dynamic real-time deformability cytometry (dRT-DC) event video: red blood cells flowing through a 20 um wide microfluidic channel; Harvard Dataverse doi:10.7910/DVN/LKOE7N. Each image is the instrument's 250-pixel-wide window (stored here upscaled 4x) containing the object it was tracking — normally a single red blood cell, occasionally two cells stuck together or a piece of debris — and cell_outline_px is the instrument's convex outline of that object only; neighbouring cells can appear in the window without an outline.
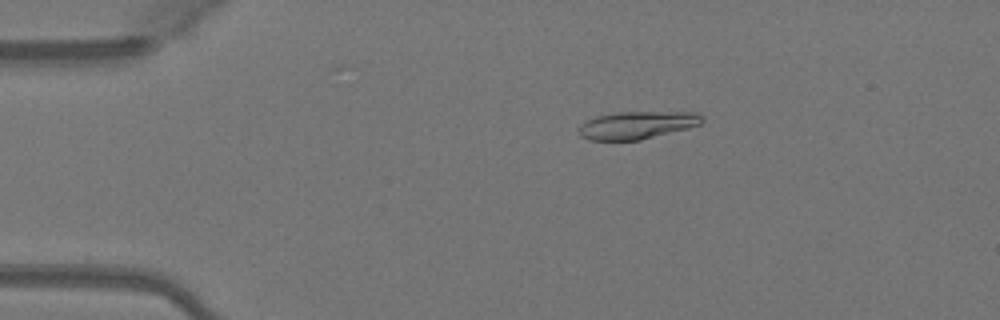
{"species": "Egyptian fruit bat (a non-hibernating species)", "species_latin": "Rousettus aegyptiacus", "temperature_condition": "warm", "stored_images_in_passage": 45, "camera_frame_rate_fps": 3000, "um_per_image_px": 0.085, "animal": {"sex": "female"}, "frame": {"image": 1, "passage_image": 5, "time_ms": 1.333, "image_size_px": [1000, 320], "cell_outline_px": [[704, 120], [700, 124], [688, 128], [640, 140], [588, 140], [580, 136], [580, 128], [588, 120], [596, 116], [616, 112], [696, 112], [704, 116]], "centroid_in_image_um": [54.19, 10.63], "position_along_channel_um": 30.8, "area_um2": 19.71}}
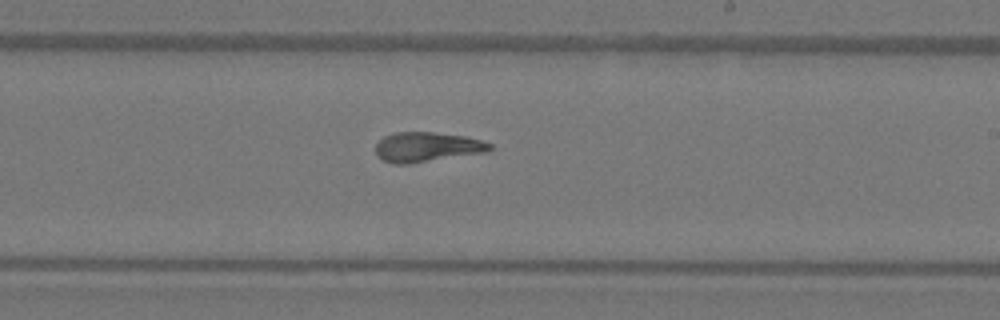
{"frame": {"image": 2, "passage_image": 25, "time_ms": 8.0, "image_size_px": [1000, 320], "cell_outline_px": [[492, 148], [488, 152], [408, 164], [396, 164], [384, 160], [376, 156], [376, 144], [384, 136], [396, 132], [432, 132], [464, 136], [480, 140], [492, 144]], "centroid_in_image_um": [36.29, 12.5], "position_along_channel_um": 252.7, "area_um2": 19.77}}
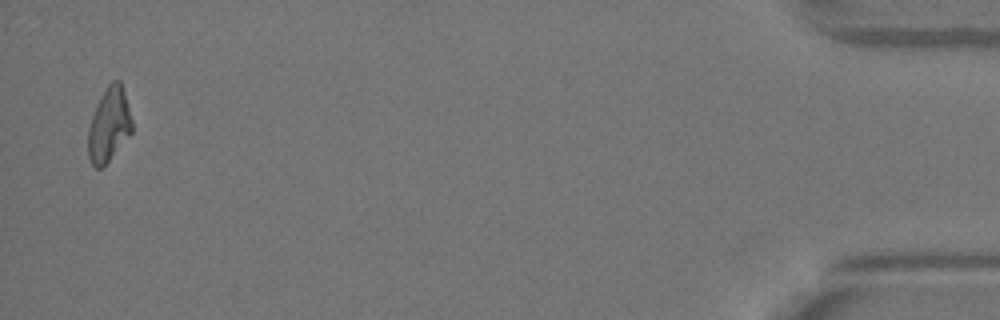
{"frame": {"image": 3, "passage_image": 44, "time_ms": 14.333, "image_size_px": [1000, 320], "cell_outline_px": [[132, 132], [108, 160], [100, 168], [96, 168], [92, 164], [88, 156], [88, 128], [92, 116], [108, 84], [112, 80], [120, 80], [124, 92], [132, 120]], "centroid_in_image_um": [9.26, 10.61], "position_along_channel_um": 425.9, "area_um2": 18.38}, "authors_computed_cell_mechanics": {"area_um2": 19.652, "velocity_mm_per_s": 4.1128, "shape_relaxation_time_tau1_ms": 6.4072, "shape_relaxation_time_tau2_ms": 3.2308, "deformation_change_tau1": 0.2465, "deformation_change_tau2": 0.0558}}